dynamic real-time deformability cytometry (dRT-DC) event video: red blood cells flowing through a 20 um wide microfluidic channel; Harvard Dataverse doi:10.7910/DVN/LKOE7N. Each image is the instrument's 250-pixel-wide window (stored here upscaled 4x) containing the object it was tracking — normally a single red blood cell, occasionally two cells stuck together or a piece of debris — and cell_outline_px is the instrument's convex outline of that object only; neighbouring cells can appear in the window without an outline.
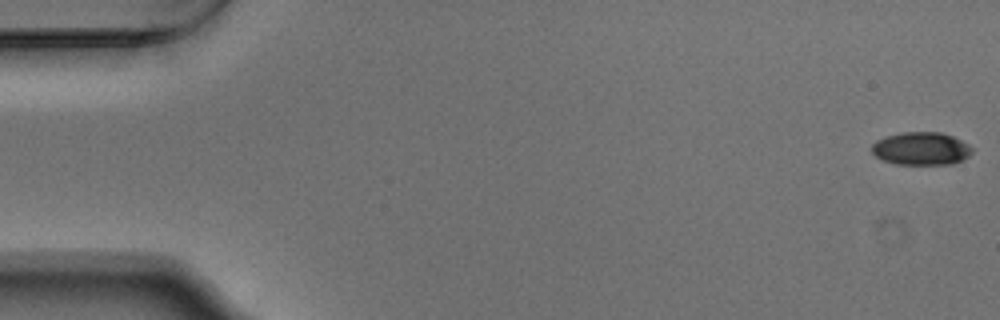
{"species": "Egyptian fruit bat (a non-hibernating species)", "species_latin": "Rousettus aegyptiacus", "temperature_condition": "warm", "stored_images_in_passage": 54, "camera_frame_rate_fps": 3000, "um_per_image_px": 0.085, "animal": {"sex": "male"}, "frame": {"image": 1, "passage_image": 1, "time_ms": 0.0, "image_size_px": [1000, 320], "cell_outline_px": [[972, 152], [968, 156], [952, 164], [896, 164], [884, 160], [876, 156], [872, 152], [872, 144], [876, 140], [884, 136], [900, 132], [940, 132], [952, 136], [968, 144], [972, 148]], "centroid_in_image_um": [78.27, 12.62], "position_along_channel_um": 6.7, "area_um2": 19.19}}
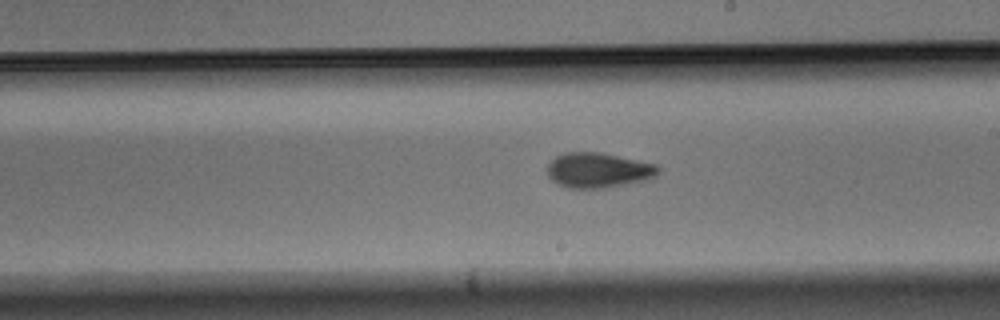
{"frame": {"image": 2, "passage_image": 31, "time_ms": 10.0, "image_size_px": [1000, 320], "cell_outline_px": [[660, 172], [656, 176], [644, 180], [604, 188], [568, 188], [552, 180], [548, 176], [548, 164], [556, 156], [564, 152], [600, 152], [656, 164], [660, 168]], "centroid_in_image_um": [50.85, 14.46], "position_along_channel_um": 238.1, "area_um2": 22.54}}
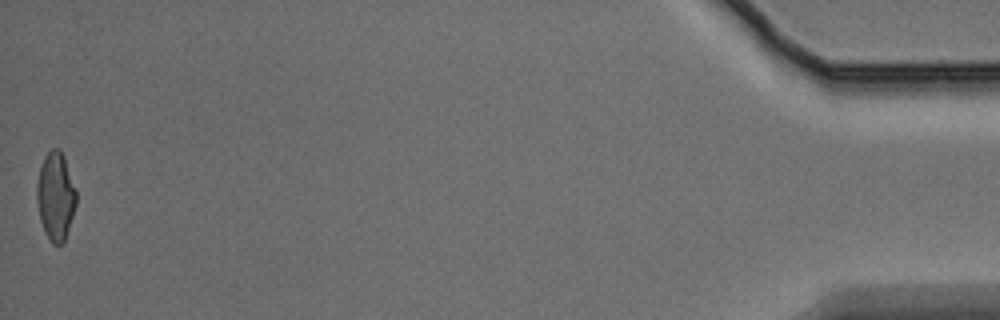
{"frame": {"image": 3, "passage_image": 54, "time_ms": 17.667, "image_size_px": [1000, 320], "cell_outline_px": [[76, 204], [64, 244], [52, 244], [44, 232], [40, 220], [36, 200], [36, 184], [40, 168], [44, 156], [52, 148], [60, 148], [64, 156], [76, 188]], "centroid_in_image_um": [4.72, 16.68], "position_along_channel_um": 430.5, "area_um2": 20.52}, "authors_computed_cell_mechanics": {"area_um2": 21.1259, "velocity_mm_per_s": 3.7638, "shape_relaxation_time_tau1_ms": 6.9458, "shape_relaxation_time_tau2_ms": 2.7225, "deformation_change_tau1": 0.1829, "deformation_change_tau2": 0.091}}